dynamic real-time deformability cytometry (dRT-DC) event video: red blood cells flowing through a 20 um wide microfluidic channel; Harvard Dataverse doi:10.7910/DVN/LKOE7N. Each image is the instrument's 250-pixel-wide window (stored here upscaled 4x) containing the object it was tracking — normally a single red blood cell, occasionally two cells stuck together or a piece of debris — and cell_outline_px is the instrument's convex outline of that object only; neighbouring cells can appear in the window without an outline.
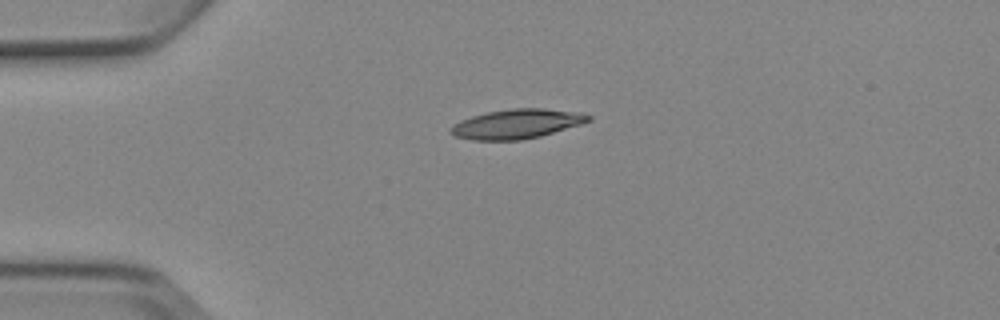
{"species": "Egyptian fruit bat (a non-hibernating species)", "species_latin": "Rousettus aegyptiacus", "temperature_condition": "cold", "stored_images_in_passage": 4, "camera_frame_rate_fps": 3000, "um_per_image_px": 0.085, "animal": {"sex": "female"}, "frame": {"image": 1, "passage_image": 1, "time_ms": 0.0, "image_size_px": [1000, 320], "cell_outline_px": [[592, 120], [580, 124], [540, 136], [520, 140], [472, 140], [456, 136], [448, 132], [452, 124], [460, 120], [472, 116], [488, 112], [512, 108], [544, 108], [580, 112], [592, 116]], "centroid_in_image_um": [43.91, 10.52], "position_along_channel_um": 41.1, "area_um2": 23.64}}
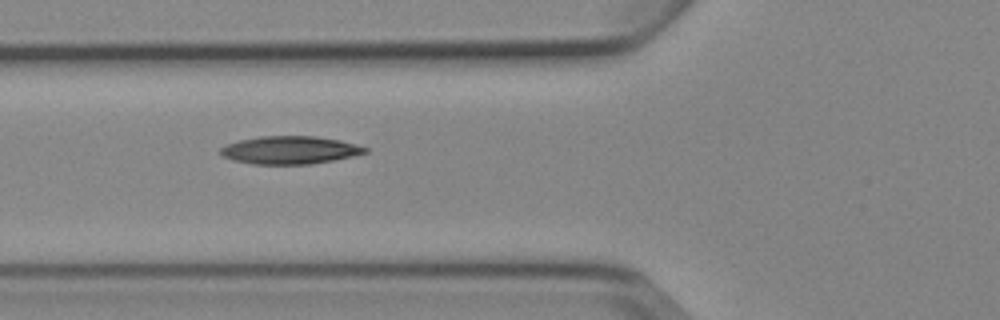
{"frame": {"image": 2, "passage_image": 3, "time_ms": 2.333, "image_size_px": [1000, 320], "cell_outline_px": [[368, 152], [352, 156], [312, 164], [252, 164], [232, 160], [224, 156], [220, 152], [220, 148], [228, 144], [240, 140], [260, 136], [316, 136], [340, 140], [356, 144], [368, 148]], "centroid_in_image_um": [24.65, 12.75], "position_along_channel_um": 101.1, "area_um2": 23.41}}
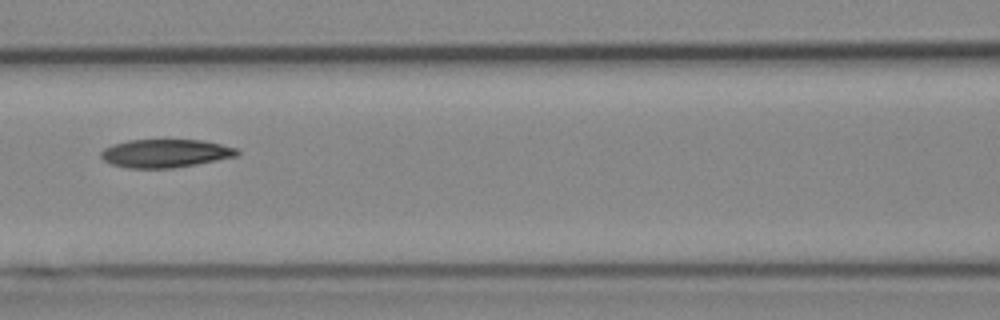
{"frame": {"image": 3, "passage_image": 4, "time_ms": 3.667, "image_size_px": [1000, 320], "cell_outline_px": [[240, 152], [236, 156], [196, 164], [172, 168], [128, 168], [112, 164], [104, 160], [100, 156], [100, 152], [104, 148], [112, 144], [128, 140], [200, 140], [220, 144], [236, 148]], "centroid_in_image_um": [14.02, 13.03], "position_along_channel_um": 152.6, "area_um2": 22.25}}